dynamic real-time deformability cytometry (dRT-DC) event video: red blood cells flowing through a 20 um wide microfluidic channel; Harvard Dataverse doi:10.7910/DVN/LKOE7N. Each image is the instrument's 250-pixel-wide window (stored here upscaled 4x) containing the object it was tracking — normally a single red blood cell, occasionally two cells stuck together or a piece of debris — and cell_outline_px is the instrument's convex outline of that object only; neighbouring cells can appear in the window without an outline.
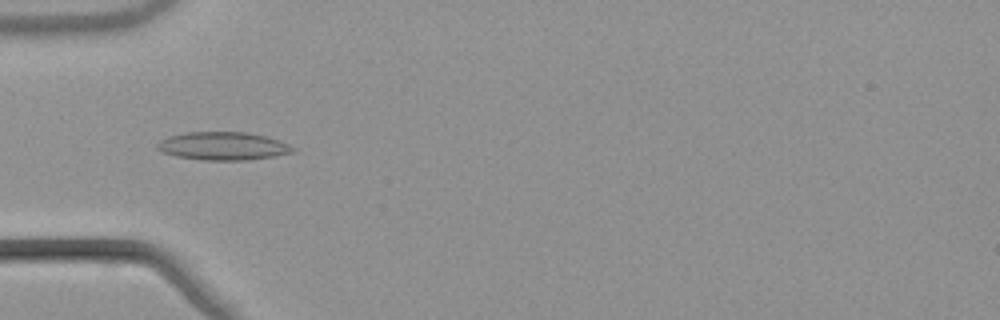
{"species": "common noctule bat (a hibernating species)", "species_latin": "Nyctalus noctula", "temperature_condition": "warm", "stored_images_in_passage": 54, "camera_frame_rate_fps": 3000, "um_per_image_px": 0.085, "animal": {"sex": "male", "body_mass_g": 21.5, "forearm_length_mm": 52.0}, "frame": {"image": 1, "passage_image": 18, "time_ms": 5.667, "image_size_px": [1000, 320], "cell_outline_px": [[296, 152], [276, 156], [248, 160], [200, 160], [176, 156], [160, 152], [156, 148], [156, 144], [160, 140], [168, 136], [188, 132], [248, 132], [280, 140], [296, 148]], "centroid_in_image_um": [18.96, 12.42], "position_along_channel_um": 66.0, "area_um2": 22.48}}
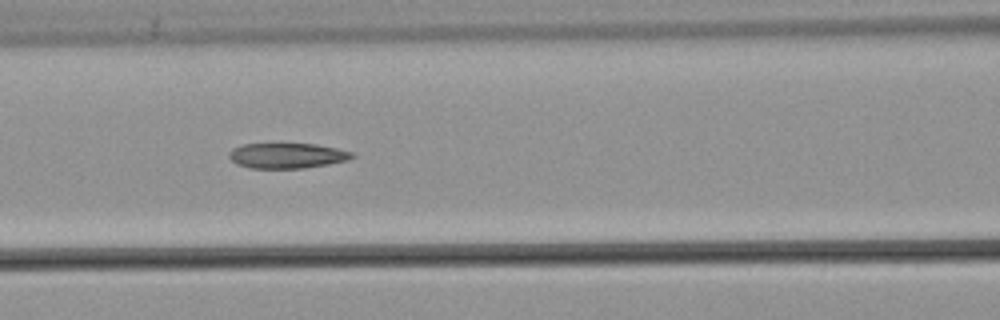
{"frame": {"image": 2, "passage_image": 24, "time_ms": 7.667, "image_size_px": [1000, 320], "cell_outline_px": [[356, 156], [348, 160], [328, 164], [304, 168], [248, 168], [236, 164], [228, 156], [228, 152], [232, 148], [240, 144], [316, 144], [336, 148], [352, 152]], "centroid_in_image_um": [24.37, 13.23], "position_along_channel_um": 142.2, "area_um2": 18.21}}
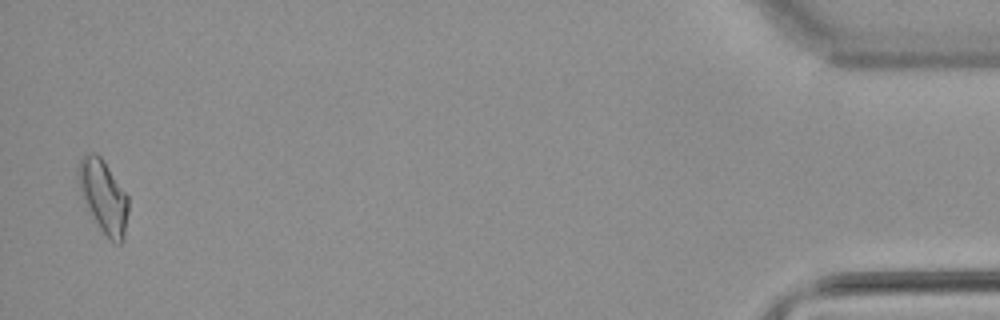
{"frame": {"image": 3, "passage_image": 53, "time_ms": 17.333, "image_size_px": [1000, 320], "cell_outline_px": [[128, 212], [124, 240], [120, 244], [116, 244], [100, 228], [88, 208], [76, 180], [76, 168], [80, 160], [88, 152], [96, 152], [104, 160], [128, 196]], "centroid_in_image_um": [8.79, 16.64], "position_along_channel_um": 426.4, "area_um2": 21.15}, "authors_computed_cell_mechanics": {"area_um2": 19.1896, "velocity_mm_per_s": 3.8498, "shape_relaxation_time_tau1_ms": null, "shape_relaxation_time_tau2_ms": 3.9454, "deformation_change_tau1": null, "deformation_change_tau2": 0.1244}}